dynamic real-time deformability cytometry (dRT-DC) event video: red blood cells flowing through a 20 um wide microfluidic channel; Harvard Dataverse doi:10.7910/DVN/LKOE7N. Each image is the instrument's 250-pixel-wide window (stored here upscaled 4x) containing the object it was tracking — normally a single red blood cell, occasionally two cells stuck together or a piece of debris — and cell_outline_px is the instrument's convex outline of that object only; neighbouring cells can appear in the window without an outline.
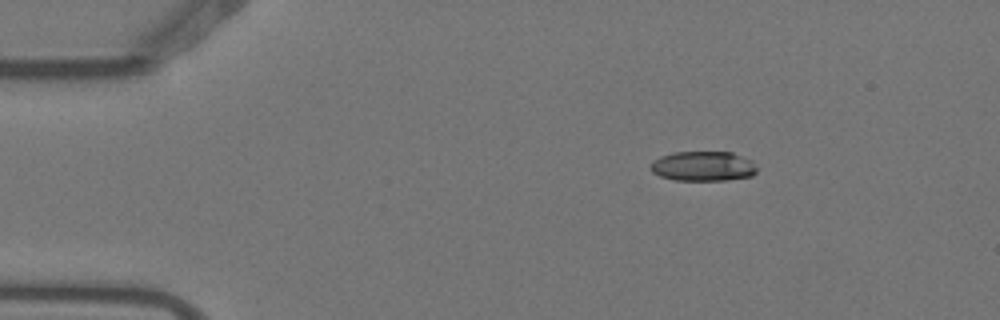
{"species": "Egyptian fruit bat (a non-hibernating species)", "species_latin": "Rousettus aegyptiacus", "temperature_condition": "warm", "stored_images_in_passage": 5, "camera_frame_rate_fps": 3000, "um_per_image_px": 0.085, "animal": {"sex": "female"}, "frame": {"image": 1, "passage_image": 1, "time_ms": 0.0, "image_size_px": [1000, 320], "cell_outline_px": [[756, 172], [752, 176], [728, 180], [676, 180], [660, 176], [652, 172], [648, 168], [648, 164], [652, 160], [660, 156], [672, 152], [732, 152], [752, 160], [756, 168]], "centroid_in_image_um": [59.72, 14.12], "position_along_channel_um": 25.3, "area_um2": 18.73}}
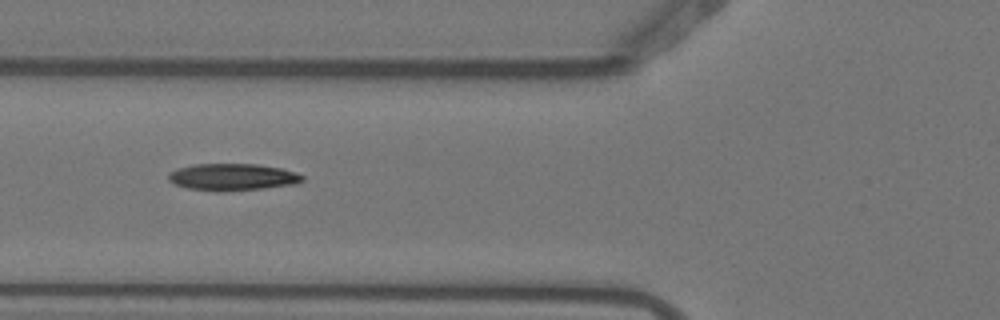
{"frame": {"image": 2, "passage_image": 4, "time_ms": 1.0, "image_size_px": [1000, 320], "cell_outline_px": [[304, 180], [296, 184], [264, 188], [220, 192], [216, 192], [188, 188], [176, 184], [168, 180], [168, 172], [176, 168], [192, 164], [256, 164], [280, 168], [296, 172], [304, 176]], "centroid_in_image_um": [19.74, 15.05], "position_along_channel_um": 106.1, "area_um2": 21.21}}
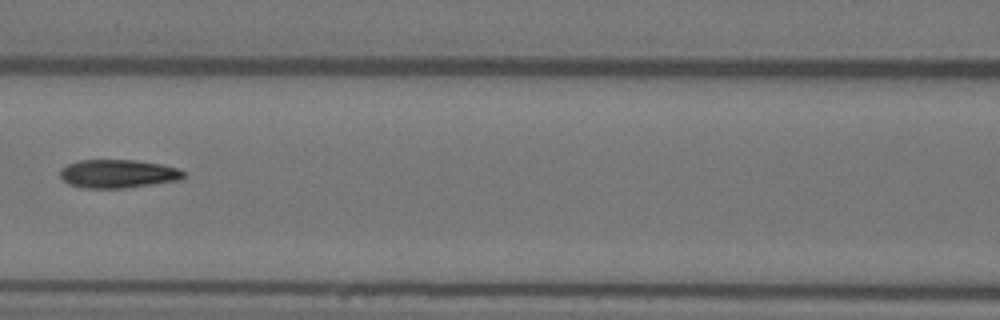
{"frame": {"image": 3, "passage_image": 5, "time_ms": 1.333, "image_size_px": [1000, 320], "cell_outline_px": [[184, 176], [180, 180], [124, 188], [84, 188], [68, 184], [60, 176], [60, 168], [68, 164], [80, 160], [136, 160], [160, 164], [176, 168], [184, 172]], "centroid_in_image_um": [9.99, 14.77], "position_along_channel_um": 156.6, "area_um2": 20.35}}